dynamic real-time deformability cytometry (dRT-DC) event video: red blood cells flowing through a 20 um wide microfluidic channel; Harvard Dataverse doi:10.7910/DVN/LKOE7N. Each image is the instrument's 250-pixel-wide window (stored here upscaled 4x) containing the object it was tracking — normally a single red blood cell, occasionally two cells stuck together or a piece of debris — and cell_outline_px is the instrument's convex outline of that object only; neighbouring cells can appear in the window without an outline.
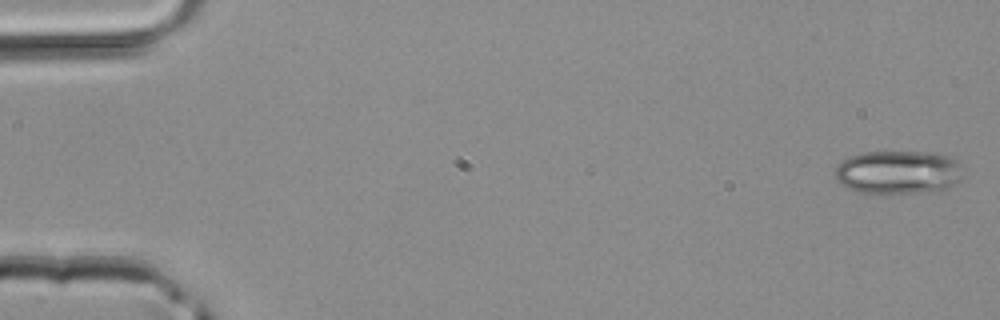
{"species": "common noctule bat (a hibernating species)", "species_latin": "Nyctalus noctula", "temperature_condition": "room temperature", "stored_images_in_passage": 45, "camera_frame_rate_fps": 3000, "um_per_image_px": 0.085, "animal": {"sex": "male", "body_mass_g": 20.4}, "frame": {"image": 1, "passage_image": 1, "time_ms": 0.0, "image_size_px": [1000, 320], "cell_outline_px": [[960, 180], [948, 188], [920, 192], [860, 192], [848, 188], [840, 184], [836, 180], [836, 164], [840, 160], [864, 152], [928, 152], [948, 156], [956, 160]], "centroid_in_image_um": [76.27, 14.62], "position_along_channel_um": 8.7, "area_um2": 31.79}}
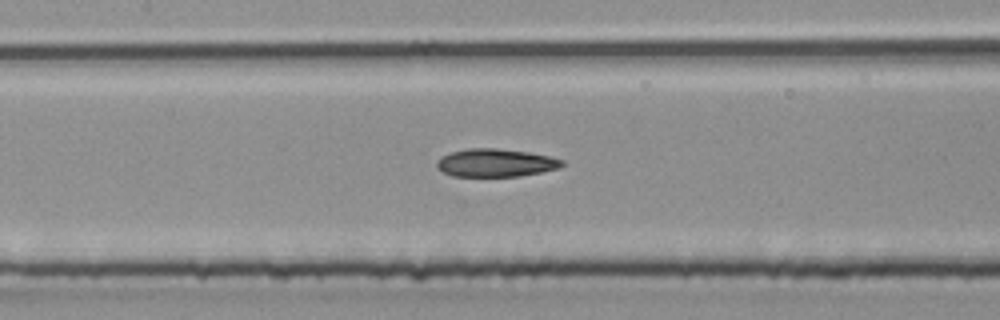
{"frame": {"image": 2, "passage_image": 21, "time_ms": 6.667, "image_size_px": [1000, 320], "cell_outline_px": [[564, 164], [560, 168], [520, 176], [452, 176], [436, 168], [436, 160], [440, 156], [452, 152], [468, 148], [496, 148], [528, 152], [548, 156], [564, 160]], "centroid_in_image_um": [42.1, 13.84], "position_along_channel_um": 165.3, "area_um2": 20.46}}
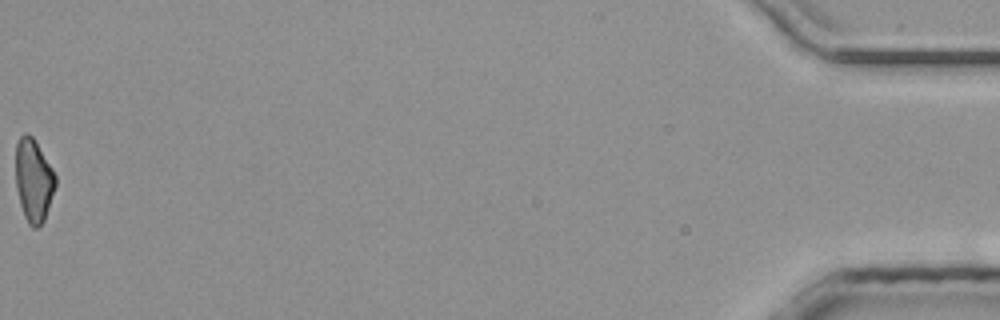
{"frame": {"image": 3, "passage_image": 45, "time_ms": 14.667, "image_size_px": [1000, 320], "cell_outline_px": [[56, 188], [44, 220], [36, 228], [32, 228], [28, 224], [24, 216], [20, 204], [16, 188], [16, 144], [20, 136], [24, 132], [28, 132], [32, 136], [52, 168], [56, 176]], "centroid_in_image_um": [2.85, 15.33], "position_along_channel_um": 432.3, "area_um2": 19.31}}